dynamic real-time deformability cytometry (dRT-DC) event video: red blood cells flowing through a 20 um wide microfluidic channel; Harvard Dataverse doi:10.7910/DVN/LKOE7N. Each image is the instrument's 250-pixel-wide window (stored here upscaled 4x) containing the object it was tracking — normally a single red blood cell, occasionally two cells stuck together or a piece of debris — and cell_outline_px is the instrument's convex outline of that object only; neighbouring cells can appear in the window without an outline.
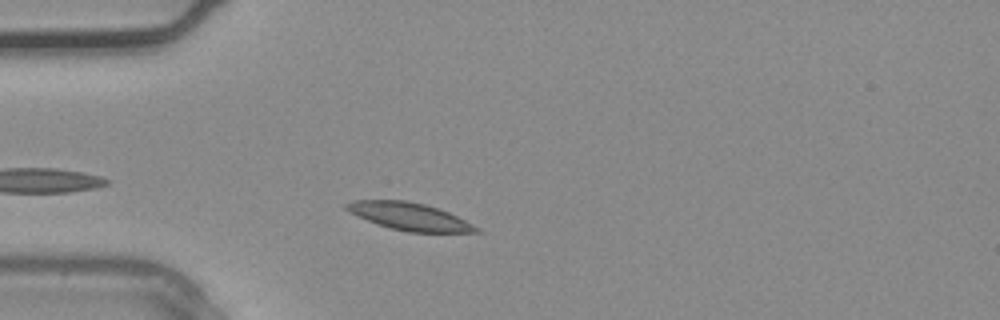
{"species": "common noctule bat (a hibernating species)", "species_latin": "Nyctalus noctula", "temperature_condition": "warm", "stored_images_in_passage": 2, "camera_frame_rate_fps": 3000, "um_per_image_px": 0.085, "animal": {"sex": "male", "body_mass_g": 20.4}, "frame": {"image": 1, "passage_image": 2, "time_ms": 0.333, "image_size_px": [1000, 320], "cell_outline_px": [[484, 232], [408, 232], [376, 224], [348, 212], [344, 208], [344, 204], [352, 200], [404, 200], [424, 204], [448, 212], [480, 228]], "centroid_in_image_um": [34.76, 18.39], "position_along_channel_um": 50.2, "area_um2": 20.69}}